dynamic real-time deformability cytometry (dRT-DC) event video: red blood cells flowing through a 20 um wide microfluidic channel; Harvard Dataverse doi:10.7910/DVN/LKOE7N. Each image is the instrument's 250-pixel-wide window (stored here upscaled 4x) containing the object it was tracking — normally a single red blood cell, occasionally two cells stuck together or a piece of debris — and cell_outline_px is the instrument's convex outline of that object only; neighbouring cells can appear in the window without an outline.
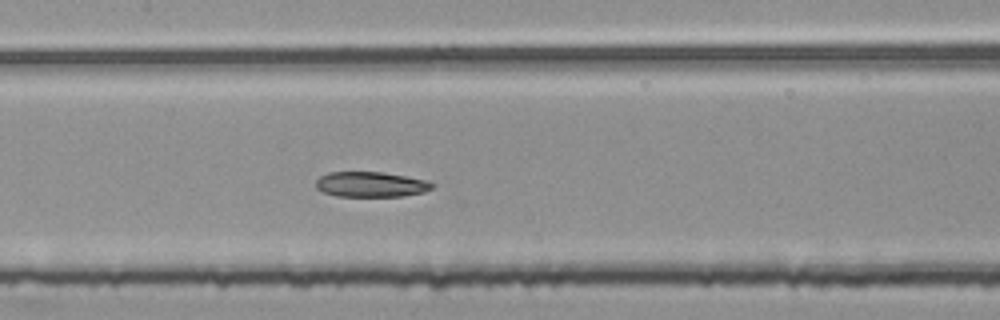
{"species": "common noctule bat (a hibernating species)", "species_latin": "Nyctalus noctula", "temperature_condition": "room temperature", "stored_images_in_passage": 35, "camera_frame_rate_fps": 3000, "um_per_image_px": 0.085, "animal": {"sex": "female", "body_mass_g": 25.1}, "frame": {"image": 1, "passage_image": 9, "time_ms": 2.667, "image_size_px": [1000, 320], "cell_outline_px": [[432, 184], [428, 188], [416, 192], [396, 196], [348, 196], [328, 192], [320, 188], [320, 180], [324, 176], [336, 172], [372, 172], [400, 176]], "centroid_in_image_um": [31.47, 15.67], "position_along_channel_um": 175.9, "area_um2": 15.09}}
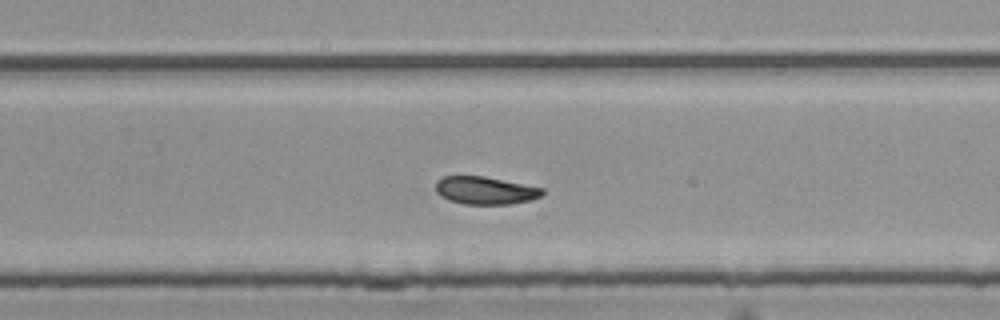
{"frame": {"image": 2, "passage_image": 18, "time_ms": 5.667, "image_size_px": [1000, 320], "cell_outline_px": [[544, 192], [536, 196], [524, 200], [500, 204], [472, 204], [452, 200], [444, 196], [436, 188], [436, 184], [440, 180], [448, 176], [476, 176], [540, 188]], "centroid_in_image_um": [41.18, 16.18], "position_along_channel_um": 288.6, "area_um2": 15.61}}
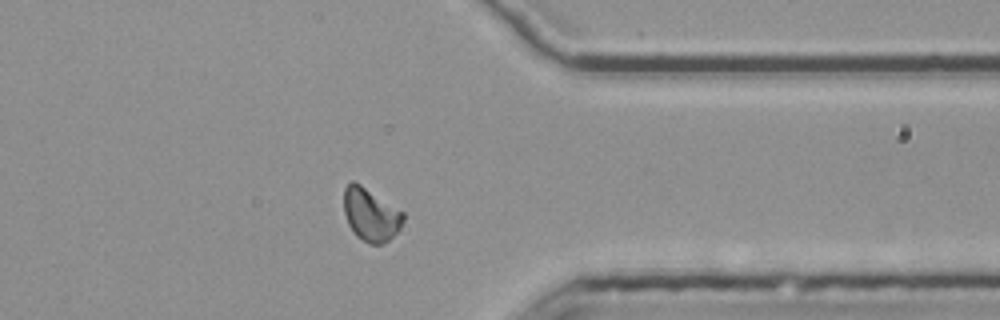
{"frame": {"image": 3, "passage_image": 26, "time_ms": 8.333, "image_size_px": [1000, 320], "cell_outline_px": [[404, 216], [400, 224], [384, 240], [376, 244], [364, 240], [352, 228], [348, 220], [344, 208], [344, 192], [348, 184], [356, 184], [400, 212]], "centroid_in_image_um": [31.44, 18.24], "position_along_channel_um": 380.0, "area_um2": 15.9}}